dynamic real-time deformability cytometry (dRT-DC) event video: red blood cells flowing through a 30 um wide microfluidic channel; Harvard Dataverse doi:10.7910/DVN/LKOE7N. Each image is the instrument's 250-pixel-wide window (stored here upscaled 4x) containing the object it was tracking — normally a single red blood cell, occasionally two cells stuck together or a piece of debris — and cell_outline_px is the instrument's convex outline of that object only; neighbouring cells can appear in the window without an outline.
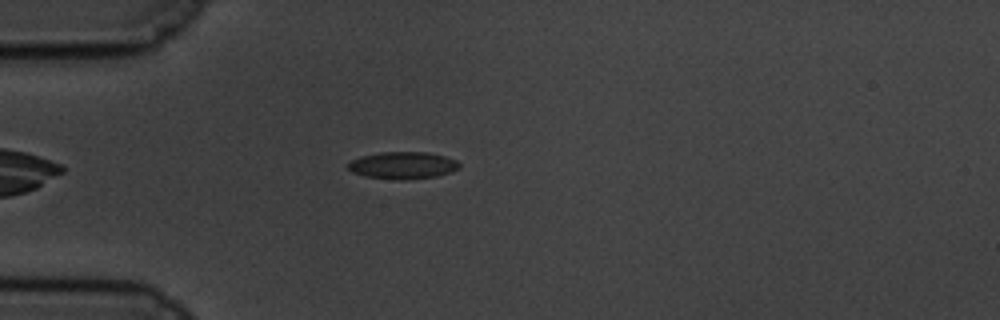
{"species": "common noctule bat (a hibernating species)", "species_latin": "Nyctalus noctula", "temperature_condition": "cold", "stored_images_in_passage": 46, "camera_frame_rate_fps": 3000, "um_per_image_px": 0.085, "animal": {"sex": "male", "body_mass_g": 19.5, "forearm_length_mm": 54.6}, "frame": {"image": 1, "passage_image": 3, "time_ms": 0.667, "image_size_px": [1000, 320], "cell_outline_px": [[460, 168], [452, 172], [436, 176], [396, 180], [364, 176], [352, 172], [348, 168], [348, 164], [352, 160], [360, 156], [380, 152], [428, 152], [444, 156], [456, 160], [460, 164]], "centroid_in_image_um": [34.24, 14.05], "position_along_channel_um": 50.8, "area_um2": 17.57}}
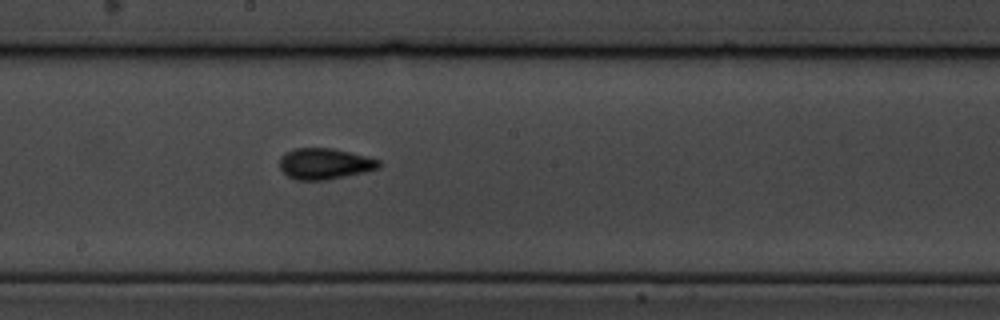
{"frame": {"image": 2, "passage_image": 19, "time_ms": 6.0, "image_size_px": [1000, 320], "cell_outline_px": [[380, 168], [364, 172], [324, 180], [296, 180], [288, 176], [280, 168], [280, 156], [284, 152], [292, 148], [332, 148], [368, 156], [380, 160]], "centroid_in_image_um": [27.58, 13.9], "position_along_channel_um": 220.6, "area_um2": 18.03}}
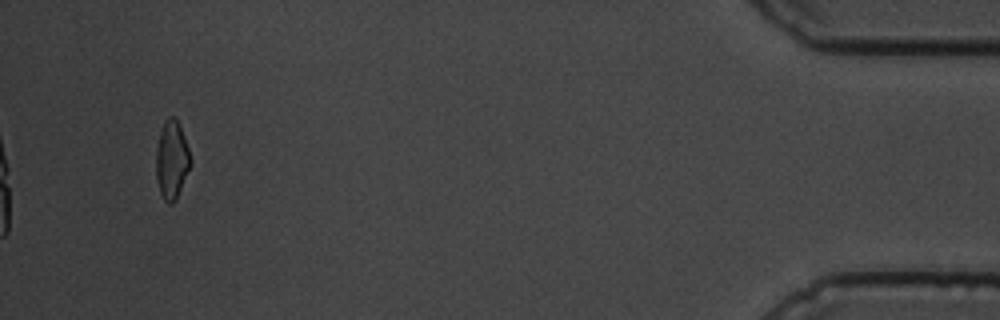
{"frame": {"image": 3, "passage_image": 43, "time_ms": 14.0, "image_size_px": [1000, 320], "cell_outline_px": [[192, 164], [176, 200], [172, 204], [168, 204], [164, 200], [160, 192], [156, 180], [156, 148], [160, 132], [164, 120], [168, 116], [176, 116], [180, 124], [192, 160]], "centroid_in_image_um": [14.61, 13.58], "position_along_channel_um": 420.6, "area_um2": 16.07}, "authors_computed_cell_mechanics": {"area_um2": 16.762, "velocity_mm_per_s": 3.405, "shape_relaxation_time_tau1_ms": 5.8611, "shape_relaxation_time_tau2_ms": 2.031, "deformation_change_tau1": 0.1016, "deformation_change_tau2": 0.0717}}